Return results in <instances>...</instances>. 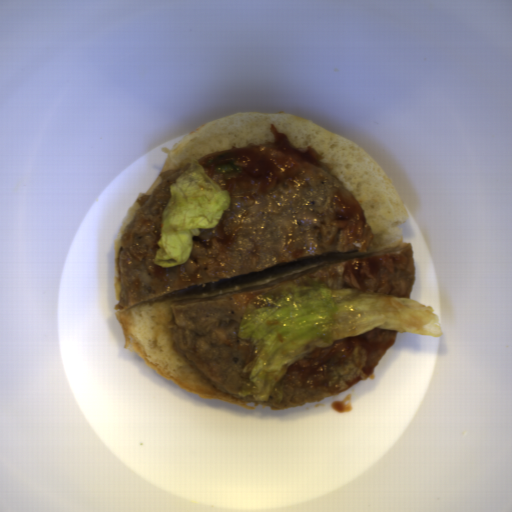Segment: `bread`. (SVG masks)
<instances>
[{
  "label": "bread",
  "mask_w": 512,
  "mask_h": 512,
  "mask_svg": "<svg viewBox=\"0 0 512 512\" xmlns=\"http://www.w3.org/2000/svg\"><path fill=\"white\" fill-rule=\"evenodd\" d=\"M140 209L139 207V204L136 202V200L133 202V204L131 206H129L125 216H124V219L113 239V248H114V252H115V257H116V260L118 258V255H119V251H120V247H121V242H122V236H123V232L125 230V228L127 227V225L131 222V220L134 218L135 216V212L136 210Z\"/></svg>",
  "instance_id": "3"
},
{
  "label": "bread",
  "mask_w": 512,
  "mask_h": 512,
  "mask_svg": "<svg viewBox=\"0 0 512 512\" xmlns=\"http://www.w3.org/2000/svg\"><path fill=\"white\" fill-rule=\"evenodd\" d=\"M160 181H161V179H160V175H157V177H156L155 181H154V182L152 183V185L148 188V190H147L146 192H141V191H140L138 195H139V196H140L141 194H150V195H151V194H152V192L154 191V189L156 188V186L159 184V182H160Z\"/></svg>",
  "instance_id": "5"
},
{
  "label": "bread",
  "mask_w": 512,
  "mask_h": 512,
  "mask_svg": "<svg viewBox=\"0 0 512 512\" xmlns=\"http://www.w3.org/2000/svg\"><path fill=\"white\" fill-rule=\"evenodd\" d=\"M271 125L286 133L294 147L311 146L324 156L321 164L331 170L361 205L374 237L367 251H396L403 233L397 227L410 213L392 178L358 144L313 122L288 112H240L205 122L170 149L158 175L177 169L184 158L199 164L206 154L251 143H274Z\"/></svg>",
  "instance_id": "1"
},
{
  "label": "bread",
  "mask_w": 512,
  "mask_h": 512,
  "mask_svg": "<svg viewBox=\"0 0 512 512\" xmlns=\"http://www.w3.org/2000/svg\"><path fill=\"white\" fill-rule=\"evenodd\" d=\"M120 294H121V286H120V282H118L117 280L115 282H113V295H114V298L117 300V301H120Z\"/></svg>",
  "instance_id": "4"
},
{
  "label": "bread",
  "mask_w": 512,
  "mask_h": 512,
  "mask_svg": "<svg viewBox=\"0 0 512 512\" xmlns=\"http://www.w3.org/2000/svg\"><path fill=\"white\" fill-rule=\"evenodd\" d=\"M322 263L324 262L318 261L245 283L149 301L127 310L114 311L123 334V350L132 346L148 367L167 381L174 382L180 389L197 394L200 399H220L255 410L257 408L248 406V402L239 401L211 385L173 347L172 328L166 327L173 317L172 303L177 299L206 298L247 289L314 268Z\"/></svg>",
  "instance_id": "2"
}]
</instances>
